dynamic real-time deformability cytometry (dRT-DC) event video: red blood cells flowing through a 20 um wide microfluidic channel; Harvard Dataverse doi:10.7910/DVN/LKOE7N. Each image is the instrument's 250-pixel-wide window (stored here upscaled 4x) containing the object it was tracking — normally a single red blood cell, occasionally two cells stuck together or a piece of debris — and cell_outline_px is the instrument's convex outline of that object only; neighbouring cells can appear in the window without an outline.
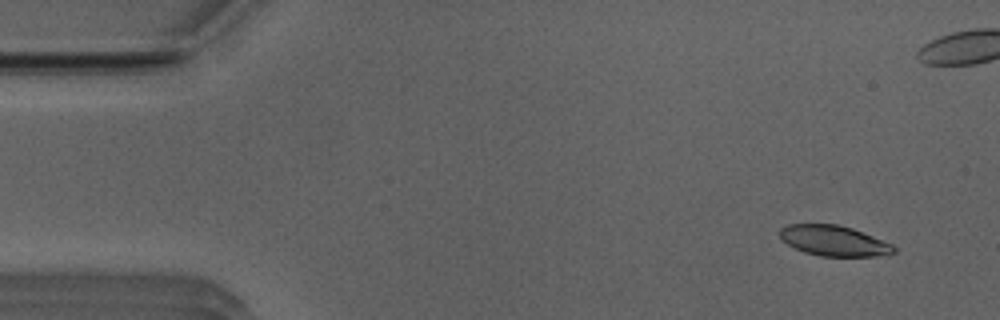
{"species": "Egyptian fruit bat (a non-hibernating species)", "species_latin": "Rousettus aegyptiacus", "temperature_condition": "room temperature", "stored_images_in_passage": 53, "camera_frame_rate_fps": 3000, "um_per_image_px": 0.085, "animal": {"sex": "male"}, "frame": {"image": 1, "passage_image": 4, "time_ms": 1.0, "image_size_px": [1000, 320], "cell_outline_px": [[896, 252], [888, 256], [820, 256], [804, 252], [780, 240], [780, 228], [788, 224], [836, 224], [852, 228], [892, 244], [896, 248]], "centroid_in_image_um": [70.89, 20.47], "position_along_channel_um": 14.1, "area_um2": 20.29}}
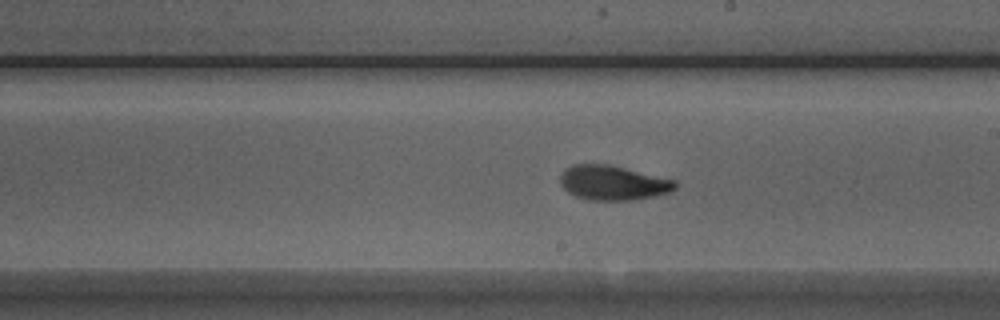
{"frame": {"image": 2, "passage_image": 29, "time_ms": 9.333, "image_size_px": [1000, 320], "cell_outline_px": [[676, 188], [668, 192], [652, 196], [632, 200], [588, 200], [576, 196], [568, 192], [560, 184], [560, 176], [564, 168], [572, 164], [608, 164], [676, 180]], "centroid_in_image_um": [52.06, 15.53], "position_along_channel_um": 236.9, "area_um2": 23.12}}
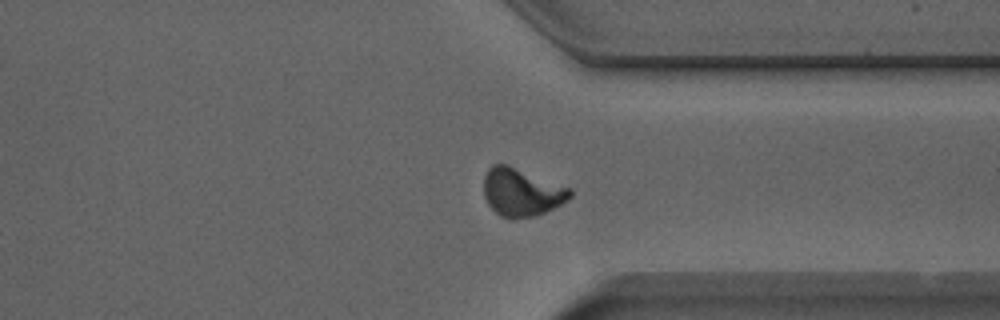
{"frame": {"image": 3, "passage_image": 39, "time_ms": 12.667, "image_size_px": [1000, 320], "cell_outline_px": [[572, 196], [568, 200], [536, 216], [500, 216], [488, 204], [484, 196], [484, 176], [488, 168], [492, 164], [508, 164], [572, 188]], "centroid_in_image_um": [44.34, 16.29], "position_along_channel_um": 367.1, "area_um2": 23.87}, "authors_computed_cell_mechanics": {"area_um2": 22.4842, "velocity_mm_per_s": 3.9435, "shape_relaxation_time_tau1_ms": 3.476, "shape_relaxation_time_tau2_ms": 2.0129, "deformation_change_tau1": 0.1464, "deformation_change_tau2": 0.0761}}